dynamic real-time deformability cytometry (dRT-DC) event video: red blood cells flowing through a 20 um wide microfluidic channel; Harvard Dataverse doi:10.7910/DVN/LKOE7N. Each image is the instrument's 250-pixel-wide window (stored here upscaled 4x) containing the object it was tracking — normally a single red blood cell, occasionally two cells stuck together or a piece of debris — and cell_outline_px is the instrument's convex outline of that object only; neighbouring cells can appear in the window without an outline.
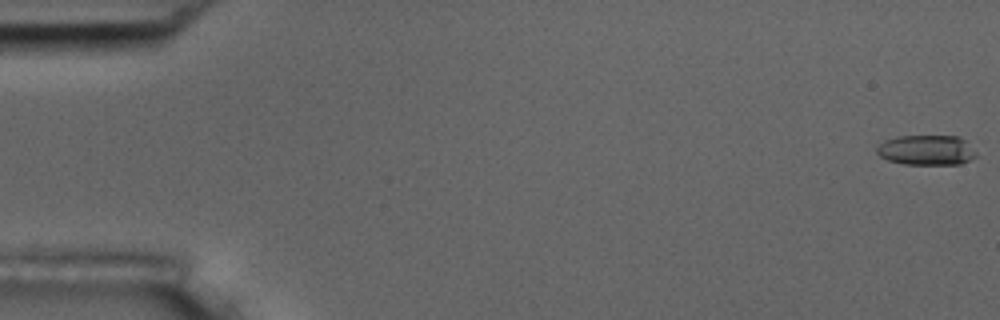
{"species": "common noctule bat (a hibernating species)", "species_latin": "Nyctalus noctula", "temperature_condition": "room temperature", "stored_images_in_passage": 10, "camera_frame_rate_fps": 3000, "um_per_image_px": 0.085, "animal": {"sex": "male", "body_mass_g": 17.5, "forearm_length_mm": 52.3}, "frame": {"image": 1, "passage_image": 1, "time_ms": 0.0, "image_size_px": [1000, 320], "cell_outline_px": [[976, 156], [960, 164], [904, 164], [888, 160], [880, 156], [876, 152], [876, 148], [880, 144], [888, 140], [900, 136], [960, 136], [976, 152]], "centroid_in_image_um": [78.75, 12.76], "position_along_channel_um": 6.2, "area_um2": 17.17}}
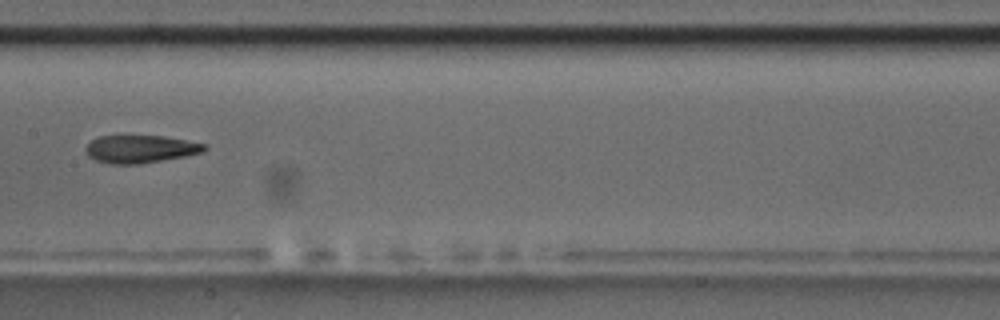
{"frame": {"image": 2, "passage_image": 9, "time_ms": 9.333, "image_size_px": [1000, 320], "cell_outline_px": [[208, 148], [204, 152], [184, 156], [140, 164], [112, 164], [96, 160], [88, 156], [84, 148], [92, 140], [100, 136], [116, 132], [124, 132], [164, 136], [208, 144]], "centroid_in_image_um": [11.9, 12.6], "position_along_channel_um": 195.5, "area_um2": 20.23}}
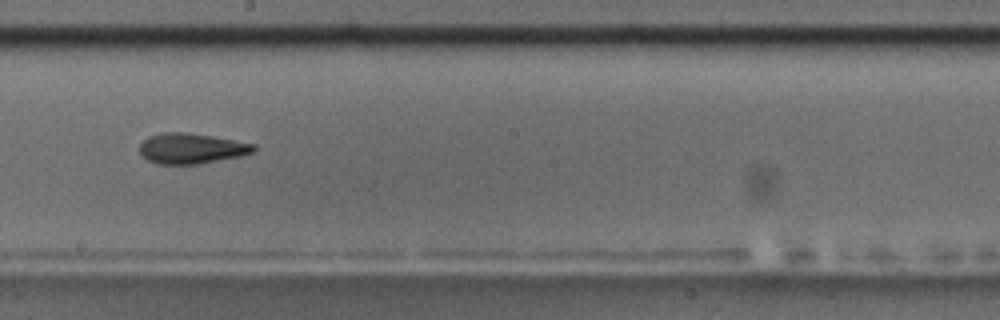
{"frame": {"image": 3, "passage_image": 10, "time_ms": 10.333, "image_size_px": [1000, 320], "cell_outline_px": [[256, 148], [252, 152], [240, 156], [200, 164], [156, 164], [140, 156], [140, 144], [148, 136], [164, 132], [184, 132], [212, 136], [256, 144]], "centroid_in_image_um": [16.24, 12.62], "position_along_channel_um": 232.0, "area_um2": 20.29}}